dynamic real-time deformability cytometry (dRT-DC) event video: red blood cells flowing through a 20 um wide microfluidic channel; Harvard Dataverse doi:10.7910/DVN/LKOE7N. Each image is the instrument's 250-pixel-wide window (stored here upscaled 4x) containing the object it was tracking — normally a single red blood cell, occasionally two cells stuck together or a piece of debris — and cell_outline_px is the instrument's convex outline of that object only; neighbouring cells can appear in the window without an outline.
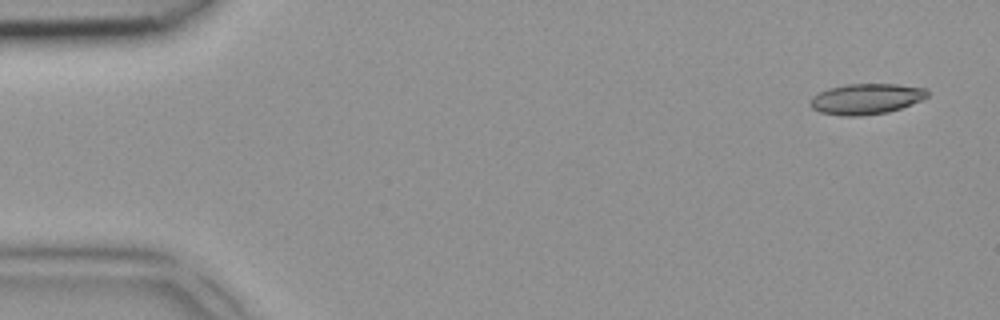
{"species": "common noctule bat (a hibernating species)", "species_latin": "Nyctalus noctula", "temperature_condition": "room temperature", "stored_images_in_passage": 4, "camera_frame_rate_fps": 3000, "um_per_image_px": 0.085, "animal": {"sex": "female", "body_mass_g": 18.4}, "frame": {"image": 1, "passage_image": 1, "time_ms": 0.0, "image_size_px": [1000, 320], "cell_outline_px": [[928, 96], [920, 100], [900, 108], [888, 112], [860, 116], [840, 116], [820, 112], [812, 108], [808, 104], [808, 100], [812, 96], [828, 88], [848, 84], [896, 84], [928, 88]], "centroid_in_image_um": [73.58, 8.41], "position_along_channel_um": 11.4, "area_um2": 21.04}}
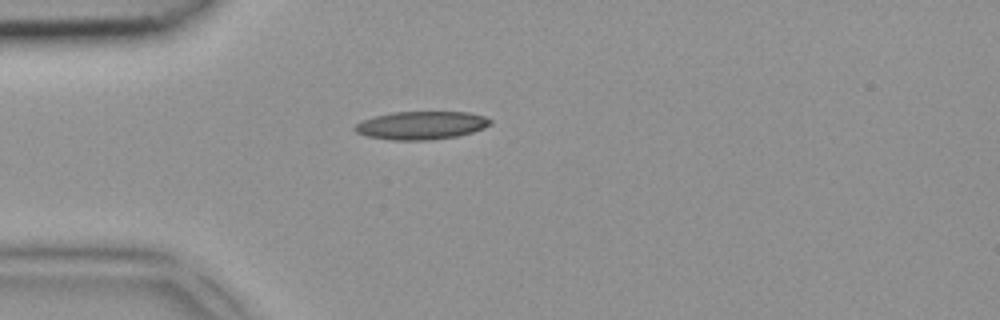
{"frame": {"image": 2, "passage_image": 4, "time_ms": 1.0, "image_size_px": [1000, 320], "cell_outline_px": [[492, 124], [484, 128], [472, 132], [456, 136], [428, 140], [392, 140], [364, 136], [356, 132], [352, 128], [360, 120], [372, 116], [392, 112], [468, 112], [484, 116], [492, 120]], "centroid_in_image_um": [35.76, 10.65], "position_along_channel_um": 49.2, "area_um2": 22.43}}